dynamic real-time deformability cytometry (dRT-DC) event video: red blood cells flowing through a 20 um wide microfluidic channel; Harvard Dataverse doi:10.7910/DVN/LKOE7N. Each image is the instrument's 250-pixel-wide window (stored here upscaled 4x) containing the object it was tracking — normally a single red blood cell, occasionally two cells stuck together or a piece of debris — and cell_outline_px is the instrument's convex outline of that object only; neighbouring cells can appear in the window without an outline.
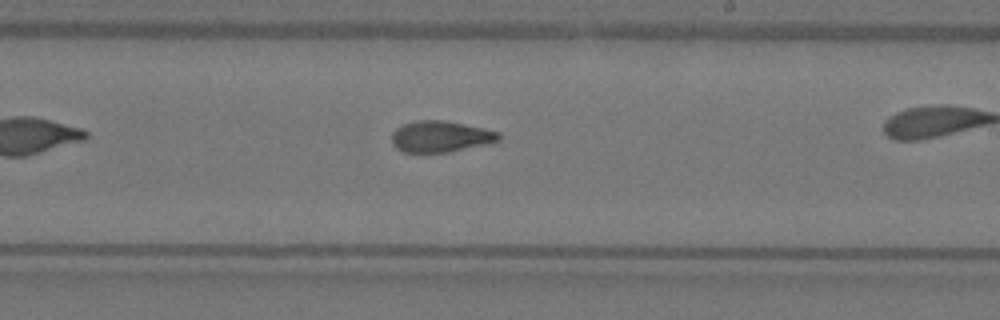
{"species": "Egyptian fruit bat (a non-hibernating species)", "species_latin": "Rousettus aegyptiacus", "temperature_condition": "warm", "stored_images_in_passage": 24, "camera_frame_rate_fps": 3000, "um_per_image_px": 0.085, "animal": {"sex": "female"}, "frame": {"image": 1, "passage_image": 14, "time_ms": 4.333, "image_size_px": [1000, 320], "cell_outline_px": [[500, 140], [448, 152], [404, 152], [396, 148], [392, 144], [392, 132], [396, 128], [404, 124], [416, 120], [444, 120], [484, 128], [500, 132]], "centroid_in_image_um": [37.41, 11.59], "position_along_channel_um": 251.6, "area_um2": 19.31}}